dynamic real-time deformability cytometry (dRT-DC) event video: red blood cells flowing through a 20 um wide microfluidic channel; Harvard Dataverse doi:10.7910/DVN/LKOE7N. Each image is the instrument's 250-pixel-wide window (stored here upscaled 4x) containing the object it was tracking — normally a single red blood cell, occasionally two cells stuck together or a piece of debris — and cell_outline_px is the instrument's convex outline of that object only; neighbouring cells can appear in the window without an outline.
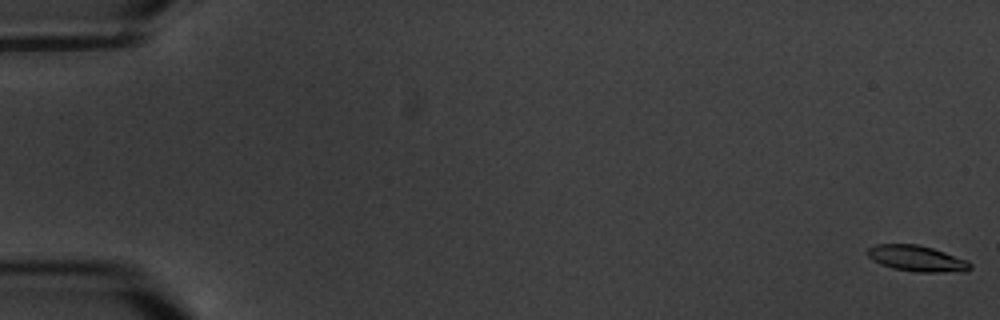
{"species": "common noctule bat (a hibernating species)", "species_latin": "Nyctalus noctula", "temperature_condition": "warm", "stored_images_in_passage": 6, "camera_frame_rate_fps": 3000, "um_per_image_px": 0.085, "animal": {"sex": "male", "body_mass_g": 20.1, "forearm_length_mm": 53.5}, "frame": {"image": 1, "passage_image": 1, "time_ms": 0.0, "image_size_px": [1000, 320], "cell_outline_px": [[972, 268], [968, 272], [916, 272], [892, 268], [880, 264], [872, 260], [868, 256], [868, 248], [876, 244], [916, 244], [932, 248], [968, 260], [972, 264]], "centroid_in_image_um": [77.98, 21.98], "position_along_channel_um": 7.0, "area_um2": 15.66}}
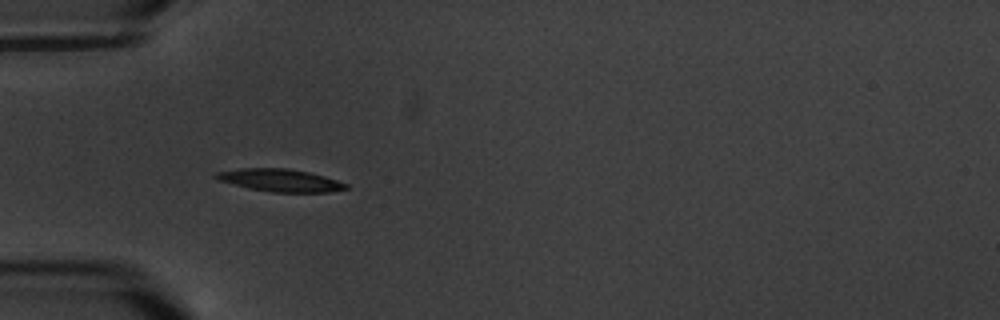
{"frame": {"image": 2, "passage_image": 5, "time_ms": 6.333, "image_size_px": [1000, 320], "cell_outline_px": [[348, 188], [328, 192], [272, 192], [248, 188], [220, 180], [212, 176], [216, 172], [240, 168], [288, 168], [308, 172], [324, 176], [348, 184]], "centroid_in_image_um": [23.8, 15.32], "position_along_channel_um": 61.2, "area_um2": 16.94}}